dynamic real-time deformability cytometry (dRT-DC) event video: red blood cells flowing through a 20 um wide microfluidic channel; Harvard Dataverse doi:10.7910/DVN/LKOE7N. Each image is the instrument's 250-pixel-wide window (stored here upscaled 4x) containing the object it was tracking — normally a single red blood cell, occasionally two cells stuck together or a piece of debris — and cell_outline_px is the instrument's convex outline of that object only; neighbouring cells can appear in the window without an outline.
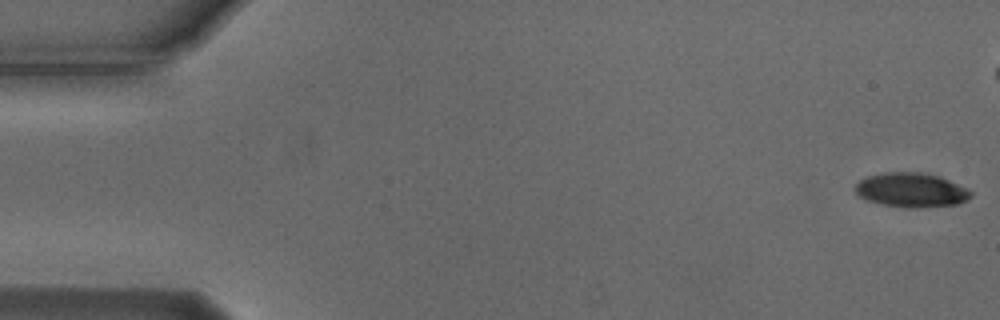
{"species": "Egyptian fruit bat (a non-hibernating species)", "species_latin": "Rousettus aegyptiacus", "temperature_condition": "cold", "stored_images_in_passage": 48, "camera_frame_rate_fps": 3000, "um_per_image_px": 0.085, "animal": {"sex": "male"}, "frame": {"image": 1, "passage_image": 1, "time_ms": 0.0, "image_size_px": [1000, 320], "cell_outline_px": [[972, 196], [968, 200], [960, 204], [920, 208], [904, 208], [880, 204], [864, 200], [856, 192], [856, 184], [860, 180], [868, 176], [884, 172], [920, 172], [940, 176], [968, 188], [972, 192]], "centroid_in_image_um": [77.49, 16.17], "position_along_channel_um": 7.5, "area_um2": 23.52}}
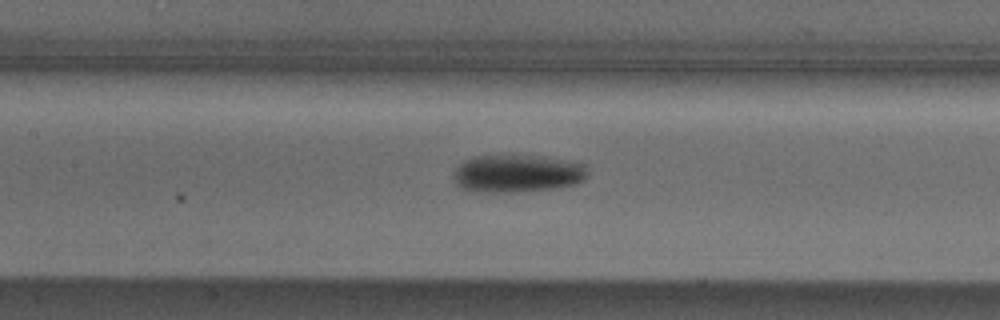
{"frame": {"image": 2, "passage_image": 25, "time_ms": 8.0, "image_size_px": [1000, 320], "cell_outline_px": [[588, 176], [584, 180], [576, 184], [560, 188], [516, 192], [472, 192], [460, 188], [456, 184], [456, 168], [464, 160], [472, 156], [536, 156], [584, 164], [588, 172]], "centroid_in_image_um": [43.97, 14.78], "position_along_channel_um": 163.4, "area_um2": 29.36}}
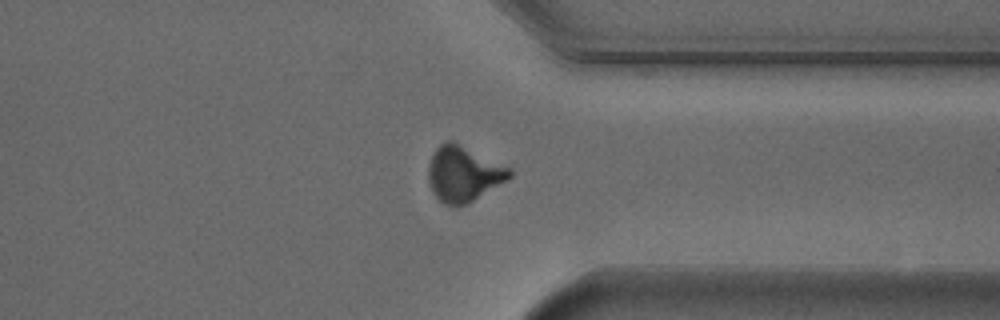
{"frame": {"image": 3, "passage_image": 42, "time_ms": 13.667, "image_size_px": [1000, 320], "cell_outline_px": [[512, 176], [508, 180], [468, 204], [456, 208], [452, 208], [444, 204], [432, 192], [428, 180], [428, 164], [432, 152], [440, 144], [448, 140], [452, 140], [512, 168]], "centroid_in_image_um": [39.39, 14.8], "position_along_channel_um": 372.0, "area_um2": 26.82}, "authors_computed_cell_mechanics": {"area_um2": 25.8655, "velocity_mm_per_s": 3.7392, "shape_relaxation_time_tau1_ms": 2.4895, "shape_relaxation_time_tau2_ms": null, "deformation_change_tau1": 0.1473, "deformation_change_tau2": null}}